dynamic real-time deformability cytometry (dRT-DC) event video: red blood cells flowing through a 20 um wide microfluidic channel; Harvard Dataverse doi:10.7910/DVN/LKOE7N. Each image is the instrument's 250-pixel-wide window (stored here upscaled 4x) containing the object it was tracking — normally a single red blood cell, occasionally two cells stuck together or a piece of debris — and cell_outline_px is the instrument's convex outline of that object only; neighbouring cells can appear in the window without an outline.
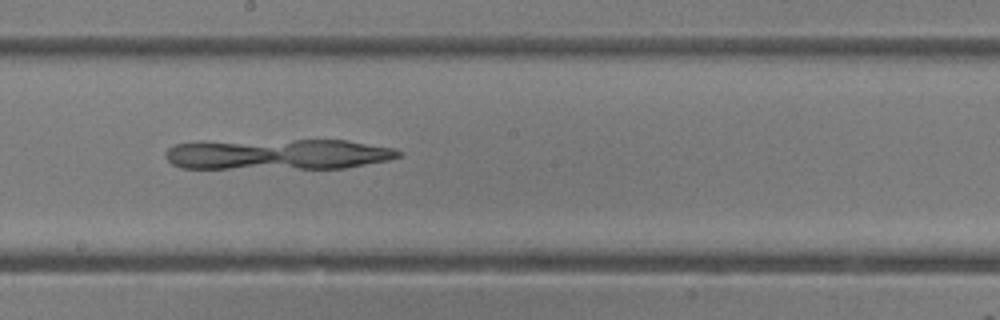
{"species": "common noctule bat (a hibernating species)", "species_latin": "Nyctalus noctula", "temperature_condition": "room temperature", "stored_images_in_passage": 49, "camera_frame_rate_fps": 3000, "um_per_image_px": 0.085, "animal": {"sex": "female"}, "frame": {"image": 1, "passage_image": 27, "time_ms": 8.667, "image_size_px": [1000, 320], "cell_outline_px": [[400, 156], [388, 160], [344, 168], [180, 168], [172, 164], [164, 156], [164, 152], [168, 148], [176, 144], [292, 140], [348, 140], [392, 148], [400, 152]], "centroid_in_image_um": [23.66, 13.13], "position_along_channel_um": 224.5, "area_um2": 40.86}}